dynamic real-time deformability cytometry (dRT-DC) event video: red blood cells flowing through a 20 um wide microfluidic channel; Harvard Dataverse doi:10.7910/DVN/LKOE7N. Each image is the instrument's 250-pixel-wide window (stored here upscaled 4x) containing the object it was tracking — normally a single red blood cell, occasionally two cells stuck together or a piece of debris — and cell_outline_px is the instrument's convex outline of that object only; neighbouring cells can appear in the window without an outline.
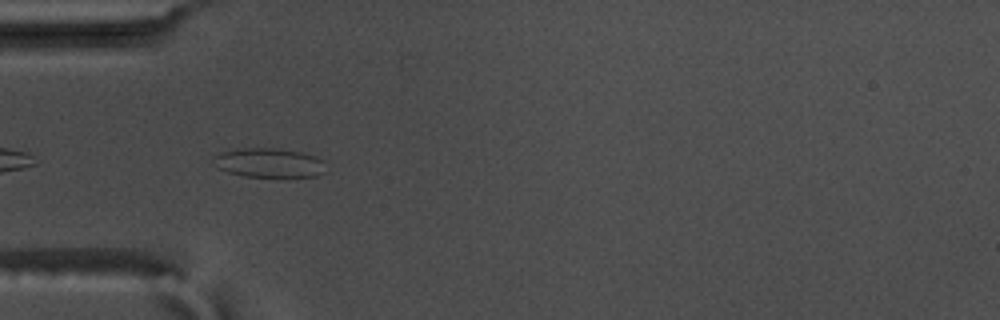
{"species": "common noctule bat (a hibernating species)", "species_latin": "Nyctalus noctula", "temperature_condition": "warm", "stored_images_in_passage": 41, "camera_frame_rate_fps": 3000, "um_per_image_px": 0.085, "animal": {"sex": "male", "body_mass_g": 17.5, "forearm_length_mm": 52.3}, "frame": {"image": 1, "passage_image": 3, "time_ms": 0.667, "image_size_px": [1000, 320], "cell_outline_px": [[324, 172], [316, 176], [284, 180], [244, 176], [228, 172], [216, 168], [212, 164], [212, 156], [220, 152], [236, 148], [276, 148], [300, 152], [316, 156], [324, 160]], "centroid_in_image_um": [22.85, 13.88], "position_along_channel_um": 62.1, "area_um2": 20.35}}
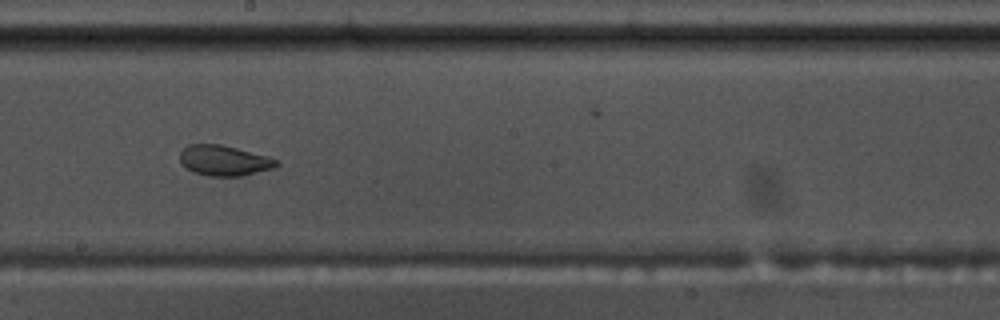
{"frame": {"image": 2, "passage_image": 17, "time_ms": 5.333, "image_size_px": [1000, 320], "cell_outline_px": [[280, 164], [276, 168], [244, 176], [208, 176], [192, 172], [180, 164], [180, 152], [188, 144], [220, 144], [268, 156], [276, 160]], "centroid_in_image_um": [19.05, 13.66], "position_along_channel_um": 229.1, "area_um2": 17.34}}
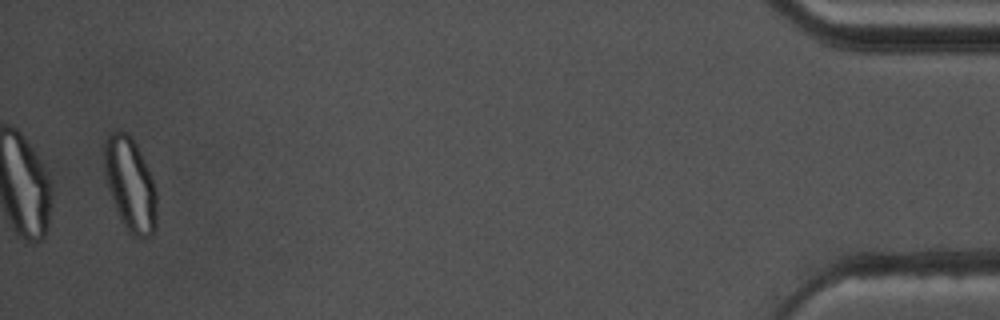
{"frame": {"image": 3, "passage_image": 40, "time_ms": 13.0, "image_size_px": [1000, 320], "cell_outline_px": [[156, 228], [152, 236], [136, 236], [128, 232], [116, 208], [108, 184], [104, 168], [104, 140], [112, 132], [120, 128], [136, 144], [144, 160], [152, 180], [156, 192]], "centroid_in_image_um": [11.07, 15.65], "position_along_channel_um": 424.1, "area_um2": 27.92}, "authors_computed_cell_mechanics": {"area_um2": 18.2648, "velocity_mm_per_s": 3.6406, "shape_relaxation_time_tau1_ms": null, "shape_relaxation_time_tau2_ms": 0.7456, "deformation_change_tau1": null, "deformation_change_tau2": 0.0606}}